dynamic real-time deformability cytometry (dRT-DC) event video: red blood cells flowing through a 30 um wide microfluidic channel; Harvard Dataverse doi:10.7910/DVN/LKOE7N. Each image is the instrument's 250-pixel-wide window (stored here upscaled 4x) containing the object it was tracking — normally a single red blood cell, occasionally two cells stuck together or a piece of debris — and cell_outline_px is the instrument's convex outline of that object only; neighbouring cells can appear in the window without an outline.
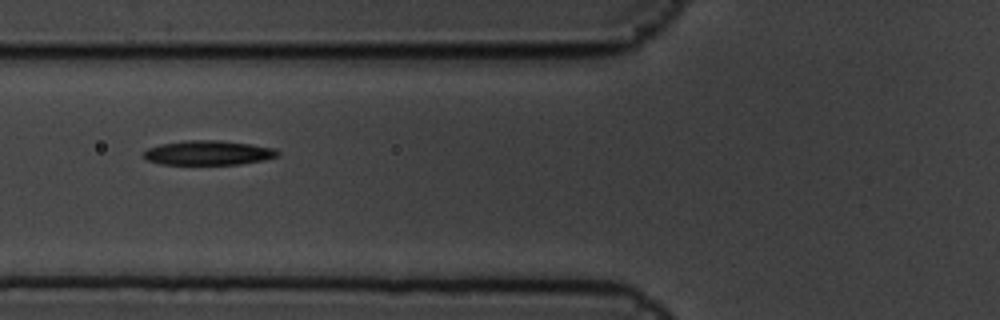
{"species": "common noctule bat (a hibernating species)", "species_latin": "Nyctalus noctula", "temperature_condition": "cold", "stored_images_in_passage": 6, "camera_frame_rate_fps": 3000, "um_per_image_px": 0.085, "animal": {"sex": "male", "body_mass_g": 19.5, "forearm_length_mm": 54.6}, "frame": {"image": 1, "passage_image": 3, "time_ms": 0.667, "image_size_px": [1000, 320], "cell_outline_px": [[280, 156], [264, 160], [240, 164], [160, 164], [144, 160], [144, 152], [148, 148], [160, 144], [184, 140], [220, 140], [276, 148], [280, 152]], "centroid_in_image_um": [17.71, 12.99], "position_along_channel_um": 108.1, "area_um2": 19.25}}
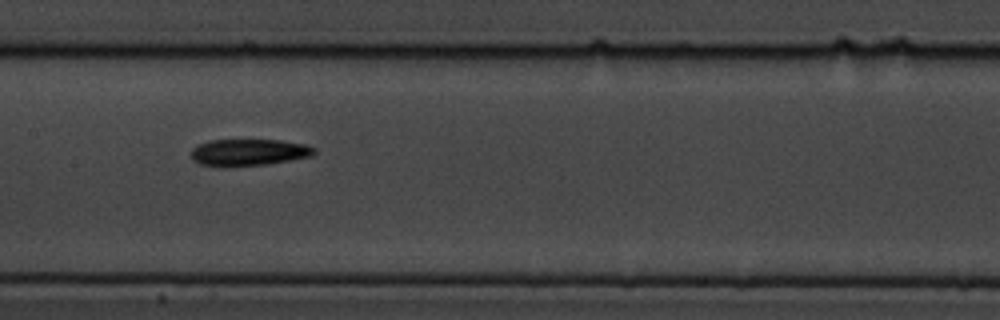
{"frame": {"image": 2, "passage_image": 5, "time_ms": 1.333, "image_size_px": [1000, 320], "cell_outline_px": [[316, 152], [312, 156], [268, 164], [228, 168], [220, 168], [200, 164], [192, 160], [192, 148], [208, 140], [280, 140], [308, 144], [316, 148]], "centroid_in_image_um": [21.14, 12.97], "position_along_channel_um": 186.3, "area_um2": 19.71}}
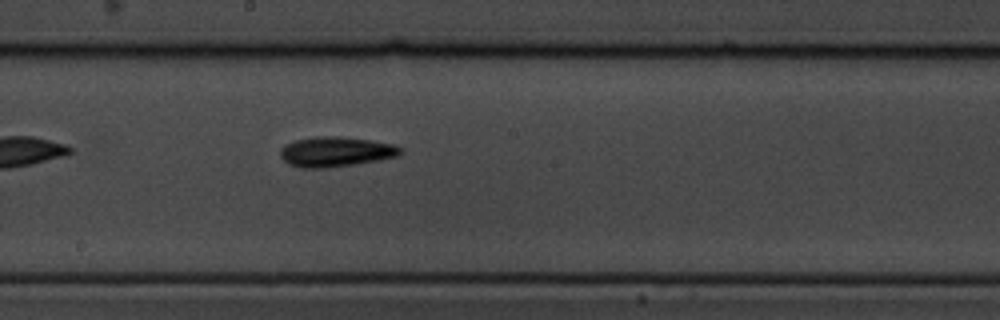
{"frame": {"image": 3, "passage_image": 6, "time_ms": 1.667, "image_size_px": [1000, 320], "cell_outline_px": [[404, 152], [396, 156], [376, 160], [352, 164], [324, 168], [300, 168], [288, 164], [280, 156], [280, 148], [284, 144], [296, 140], [316, 136], [336, 136], [368, 140], [392, 144], [404, 148]], "centroid_in_image_um": [28.5, 12.89], "position_along_channel_um": 219.7, "area_um2": 20.87}}